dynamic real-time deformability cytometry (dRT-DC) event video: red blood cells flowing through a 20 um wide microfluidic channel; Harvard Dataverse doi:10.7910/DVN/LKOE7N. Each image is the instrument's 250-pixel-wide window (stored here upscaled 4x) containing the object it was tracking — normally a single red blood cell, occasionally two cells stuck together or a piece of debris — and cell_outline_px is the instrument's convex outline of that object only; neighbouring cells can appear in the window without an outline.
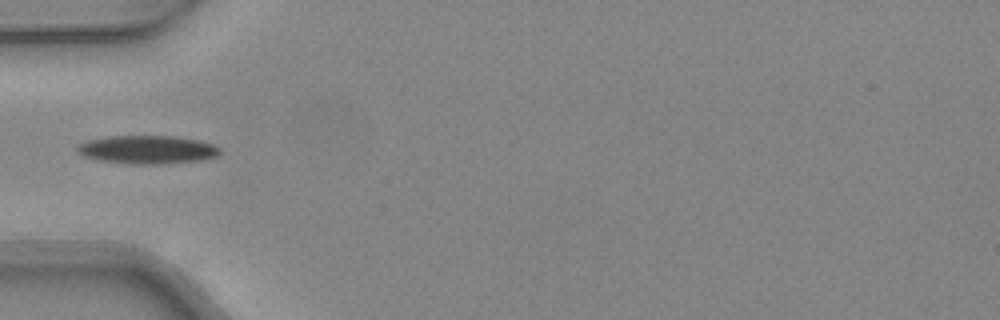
{"species": "common noctule bat (a hibernating species)", "species_latin": "Nyctalus noctula", "temperature_condition": "warm", "stored_images_in_passage": 32, "camera_frame_rate_fps": 3000, "um_per_image_px": 0.085, "animal": {"sex": "female", "body_mass_g": 24.6, "forearm_length_mm": 56.2}, "frame": {"image": 1, "passage_image": 1, "time_ms": 0.0, "image_size_px": [1000, 320], "cell_outline_px": [[220, 152], [216, 156], [204, 160], [164, 164], [132, 164], [96, 160], [84, 156], [76, 152], [76, 148], [80, 144], [88, 140], [108, 136], [172, 136], [200, 140], [212, 144], [220, 148]], "centroid_in_image_um": [12.52, 12.72], "position_along_channel_um": 72.5, "area_um2": 23.7}}
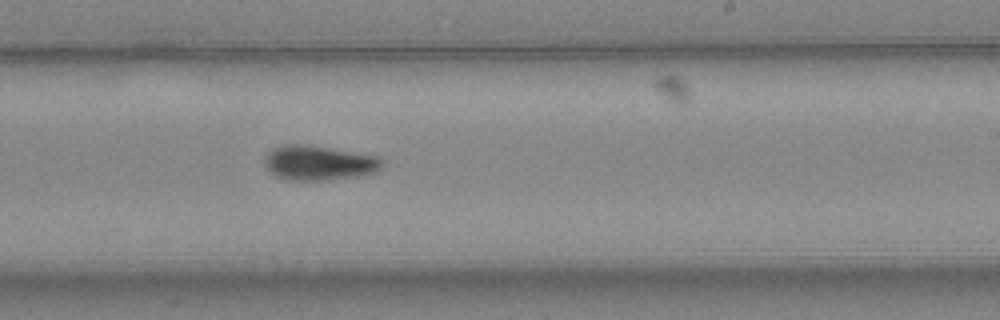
{"frame": {"image": 2, "passage_image": 14, "time_ms": 4.333, "image_size_px": [1000, 320], "cell_outline_px": [[384, 164], [376, 172], [360, 176], [328, 180], [284, 180], [276, 176], [264, 164], [264, 156], [268, 152], [276, 148], [288, 144], [304, 144], [376, 156], [384, 160]], "centroid_in_image_um": [27.11, 13.86], "position_along_channel_um": 261.9, "area_um2": 23.64}}
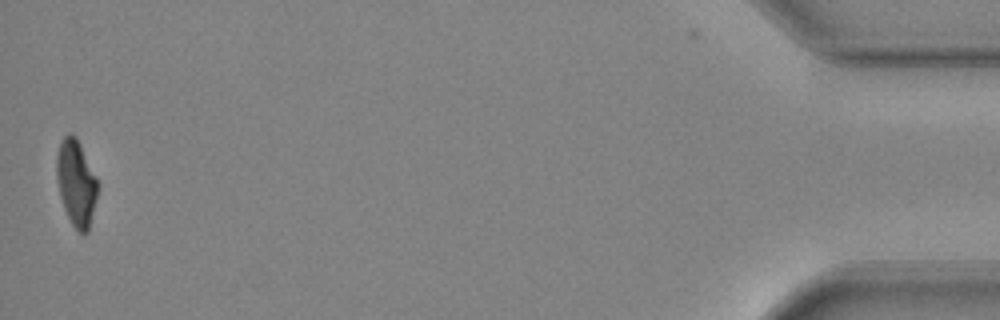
{"frame": {"image": 3, "passage_image": 32, "time_ms": 10.333, "image_size_px": [1000, 320], "cell_outline_px": [[100, 184], [88, 232], [84, 236], [72, 224], [64, 208], [60, 196], [56, 180], [56, 156], [60, 140], [68, 132], [72, 132], [76, 136]], "centroid_in_image_um": [6.47, 15.52], "position_along_channel_um": 428.7, "area_um2": 20.92}}